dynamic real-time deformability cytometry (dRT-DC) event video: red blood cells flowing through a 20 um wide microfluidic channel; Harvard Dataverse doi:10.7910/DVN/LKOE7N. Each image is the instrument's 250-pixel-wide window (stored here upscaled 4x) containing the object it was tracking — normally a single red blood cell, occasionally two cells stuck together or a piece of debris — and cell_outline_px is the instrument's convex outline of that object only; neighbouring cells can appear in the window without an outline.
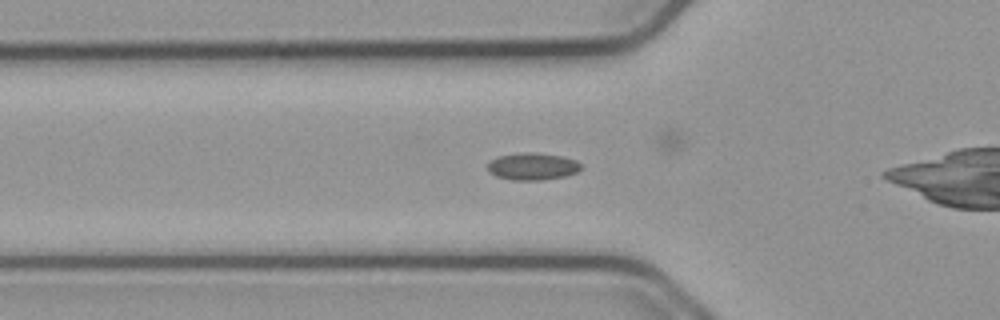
{"species": "common noctule bat (a hibernating species)", "species_latin": "Nyctalus noctula", "temperature_condition": "cold", "stored_images_in_passage": 45, "camera_frame_rate_fps": 3000, "um_per_image_px": 0.085, "animal": {"sex": "male", "body_mass_g": 23.1, "forearm_length_mm": 52.7}, "frame": {"image": 1, "passage_image": 8, "time_ms": 2.333, "image_size_px": [1000, 320], "cell_outline_px": [[580, 168], [576, 172], [564, 176], [540, 180], [512, 180], [496, 176], [488, 172], [488, 164], [492, 160], [500, 156], [524, 152], [532, 152], [560, 156], [576, 160], [580, 164]], "centroid_in_image_um": [45.24, 14.15], "position_along_channel_um": 80.6, "area_um2": 14.51}}
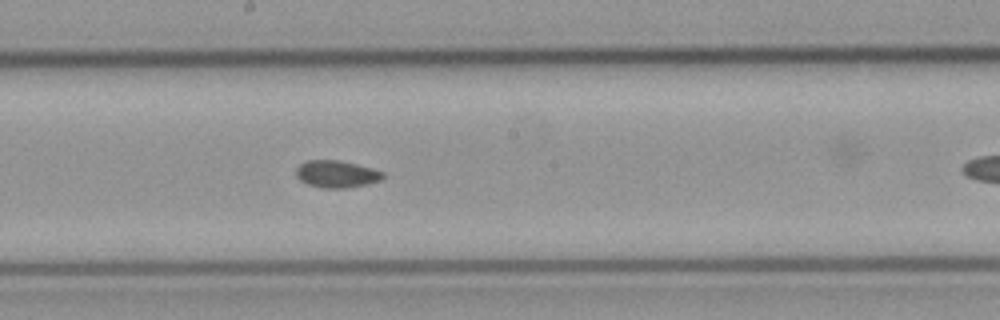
{"frame": {"image": 2, "passage_image": 19, "time_ms": 6.0, "image_size_px": [1000, 320], "cell_outline_px": [[384, 180], [368, 184], [348, 188], [324, 188], [308, 184], [300, 180], [296, 176], [296, 168], [300, 164], [308, 160], [336, 160], [356, 164], [372, 168], [384, 172]], "centroid_in_image_um": [28.64, 14.8], "position_along_channel_um": 219.6, "area_um2": 13.81}}
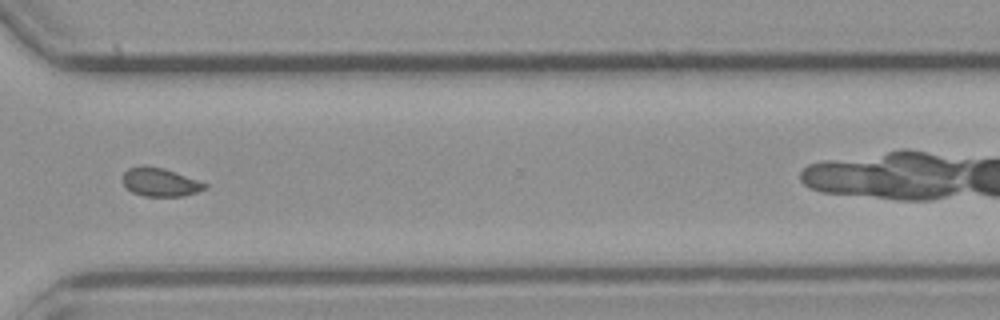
{"frame": {"image": 3, "passage_image": 30, "time_ms": 9.667, "image_size_px": [1000, 320], "cell_outline_px": [[208, 188], [184, 196], [144, 196], [132, 192], [124, 184], [124, 172], [128, 168], [144, 164], [164, 168], [208, 184]], "centroid_in_image_um": [13.62, 15.47], "position_along_channel_um": 357.0, "area_um2": 13.58}, "authors_computed_cell_mechanics": {"area_um2": 13.8142, "velocity_mm_per_s": 3.7501, "shape_relaxation_time_tau1_ms": null, "shape_relaxation_time_tau2_ms": 2.3813, "deformation_change_tau1": null, "deformation_change_tau2": 0.0583}}